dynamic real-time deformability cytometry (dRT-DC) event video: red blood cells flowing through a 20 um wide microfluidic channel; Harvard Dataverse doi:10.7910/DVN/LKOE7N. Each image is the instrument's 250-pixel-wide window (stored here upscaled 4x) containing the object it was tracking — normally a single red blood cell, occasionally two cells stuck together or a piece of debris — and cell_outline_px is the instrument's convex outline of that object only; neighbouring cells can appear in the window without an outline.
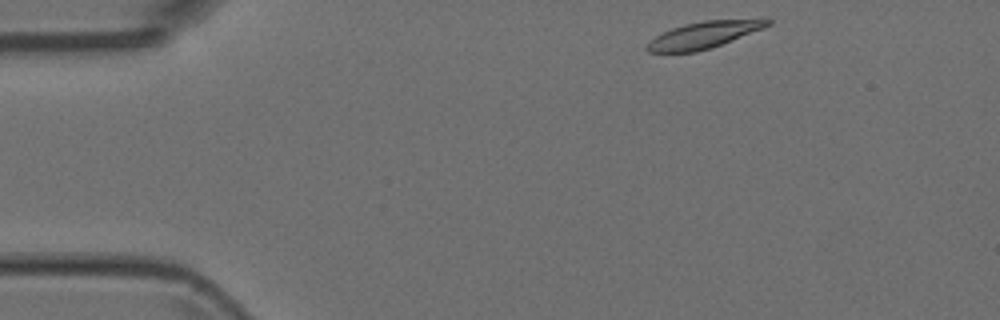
{"species": "Egyptian fruit bat (a non-hibernating species)", "species_latin": "Rousettus aegyptiacus", "temperature_condition": "room temperature", "stored_images_in_passage": 3, "camera_frame_rate_fps": 3000, "um_per_image_px": 0.085, "animal": {"sex": "female"}, "frame": {"image": 1, "passage_image": 1, "time_ms": 0.0, "image_size_px": [1000, 320], "cell_outline_px": [[772, 24], [764, 28], [712, 48], [696, 52], [648, 52], [644, 48], [648, 40], [672, 28], [684, 24], [704, 20], [764, 16], [768, 16], [772, 20]], "centroid_in_image_um": [59.96, 2.92], "position_along_channel_um": 25.0, "area_um2": 19.65}}